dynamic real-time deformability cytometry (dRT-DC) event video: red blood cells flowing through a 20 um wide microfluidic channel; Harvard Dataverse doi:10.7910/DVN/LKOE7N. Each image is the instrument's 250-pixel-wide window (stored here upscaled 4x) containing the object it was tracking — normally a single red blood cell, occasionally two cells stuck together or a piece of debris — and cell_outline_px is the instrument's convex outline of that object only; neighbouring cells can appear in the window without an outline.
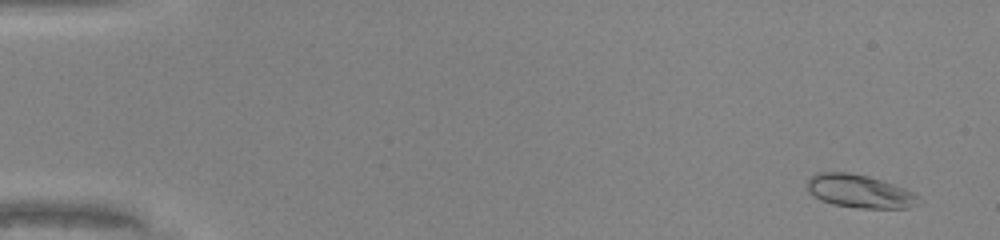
{"species": "common noctule bat (a hibernating species)", "species_latin": "Nyctalus noctula", "temperature_condition": "warm", "stored_images_in_passage": 49, "camera_frame_rate_fps": 3000, "um_per_image_px": 0.085, "animal": {"sex": "male", "body_mass_g": 20.0, "forearm_length_mm": 53.3}, "frame": {"image": 1, "passage_image": 3, "time_ms": 0.667, "image_size_px": [1000, 240], "cell_outline_px": [[920, 196], [916, 204], [908, 208], [860, 208], [832, 204], [820, 200], [808, 192], [808, 180], [816, 172], [848, 172], [868, 176], [904, 188]], "centroid_in_image_um": [73.03, 16.26], "position_along_channel_um": 12.0, "area_um2": 21.39}}
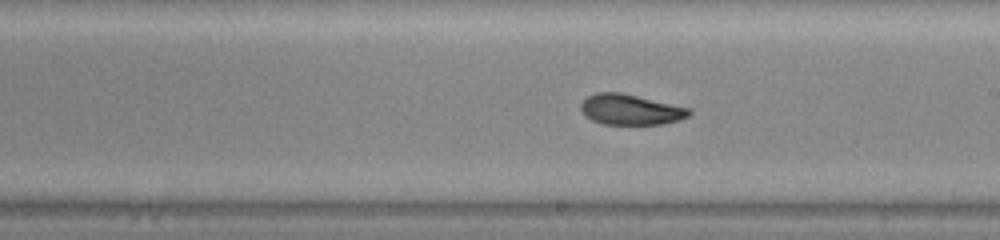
{"frame": {"image": 2, "passage_image": 29, "time_ms": 9.333, "image_size_px": [1000, 240], "cell_outline_px": [[692, 112], [688, 116], [680, 120], [660, 124], [600, 124], [584, 116], [580, 108], [580, 104], [588, 96], [596, 92], [620, 92], [692, 108]], "centroid_in_image_um": [53.59, 9.31], "position_along_channel_um": 235.4, "area_um2": 19.42}}
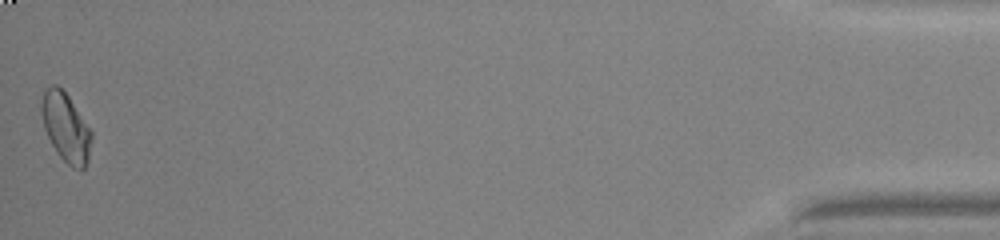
{"frame": {"image": 3, "passage_image": 49, "time_ms": 16.0, "image_size_px": [1000, 240], "cell_outline_px": [[92, 136], [88, 160], [84, 168], [72, 168], [56, 152], [44, 128], [40, 112], [40, 104], [44, 92], [52, 84], [56, 84], [68, 96], [92, 132]], "centroid_in_image_um": [5.58, 10.83], "position_along_channel_um": 429.6, "area_um2": 19.77}, "authors_computed_cell_mechanics": {"area_um2": 19.9988, "velocity_mm_per_s": 4.2657, "shape_relaxation_time_tau1_ms": 7.8611, "shape_relaxation_time_tau2_ms": 1.971, "deformation_change_tau1": 0.2092, "deformation_change_tau2": 0.0502}}